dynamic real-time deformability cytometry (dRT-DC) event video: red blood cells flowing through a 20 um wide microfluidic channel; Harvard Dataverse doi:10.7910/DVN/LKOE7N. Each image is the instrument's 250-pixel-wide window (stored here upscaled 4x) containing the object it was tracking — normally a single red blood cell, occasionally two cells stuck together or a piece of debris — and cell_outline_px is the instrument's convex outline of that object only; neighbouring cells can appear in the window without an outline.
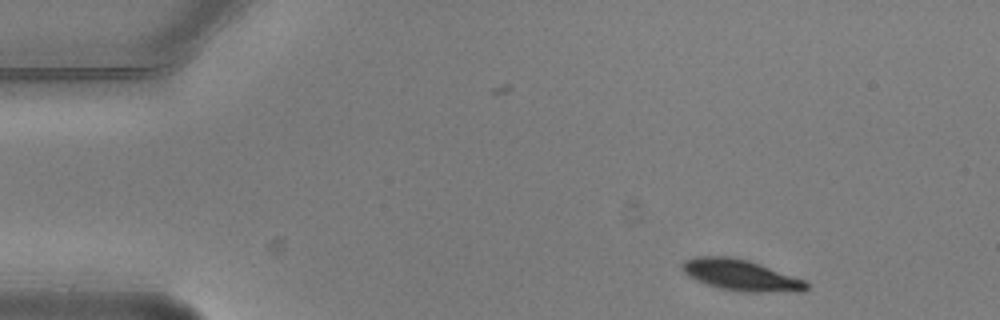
{"species": "common noctule bat (a hibernating species)", "species_latin": "Nyctalus noctula", "temperature_condition": "warm", "stored_images_in_passage": 4, "camera_frame_rate_fps": 3000, "um_per_image_px": 0.085, "animal": {"sex": "male", "body_mass_g": 20.5, "forearm_length_mm": 52.5}, "frame": {"image": 1, "passage_image": 1, "time_ms": 0.0, "image_size_px": [1000, 320], "cell_outline_px": [[808, 288], [804, 292], [744, 292], [720, 288], [696, 280], [684, 272], [680, 268], [680, 264], [684, 260], [696, 256], [732, 256], [748, 260], [760, 264], [804, 280], [808, 284]], "centroid_in_image_um": [62.96, 23.38], "position_along_channel_um": 22.0, "area_um2": 22.54}}
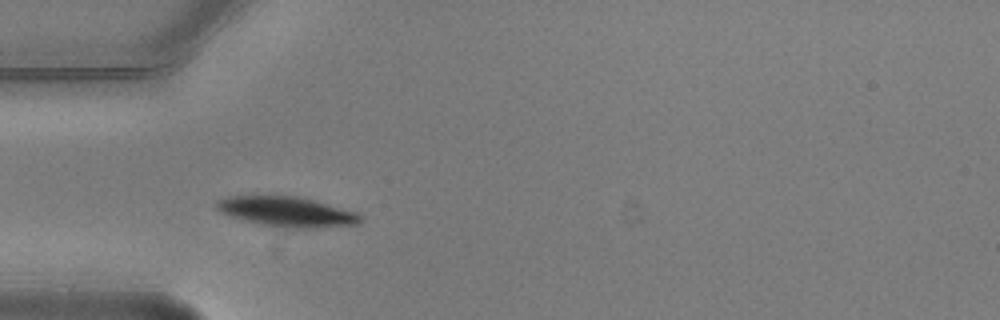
{"frame": {"image": 2, "passage_image": 4, "time_ms": 1.0, "image_size_px": [1000, 320], "cell_outline_px": [[364, 220], [356, 224], [316, 228], [284, 228], [244, 220], [220, 212], [216, 208], [216, 200], [228, 196], [296, 196], [312, 200], [356, 212]], "centroid_in_image_um": [24.37, 18.0], "position_along_channel_um": 60.6, "area_um2": 24.8}}